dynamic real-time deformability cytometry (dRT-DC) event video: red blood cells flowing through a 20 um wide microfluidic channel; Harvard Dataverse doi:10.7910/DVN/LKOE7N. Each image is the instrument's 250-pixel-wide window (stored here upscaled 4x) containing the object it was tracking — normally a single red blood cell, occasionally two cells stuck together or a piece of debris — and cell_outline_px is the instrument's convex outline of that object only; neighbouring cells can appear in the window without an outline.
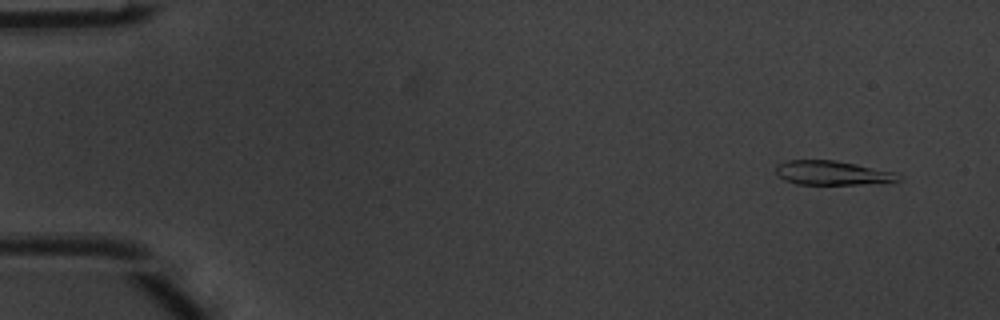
{"species": "common noctule bat (a hibernating species)", "species_latin": "Nyctalus noctula", "temperature_condition": "warm", "stored_images_in_passage": 52, "segment_of_instrument_passage": [1, 2], "camera_frame_rate_fps": 3000, "um_per_image_px": 0.085, "animal": {"sex": "male", "body_mass_g": 20.1, "forearm_length_mm": 53.5}, "frame": {"image": 1, "passage_image": 4, "time_ms": 1.0, "image_size_px": [1000, 320], "cell_outline_px": [[900, 180], [860, 184], [796, 184], [784, 180], [776, 172], [776, 164], [788, 160], [836, 160], [896, 172], [900, 176]], "centroid_in_image_um": [70.71, 14.69], "position_along_channel_um": 14.3, "area_um2": 17.11}}
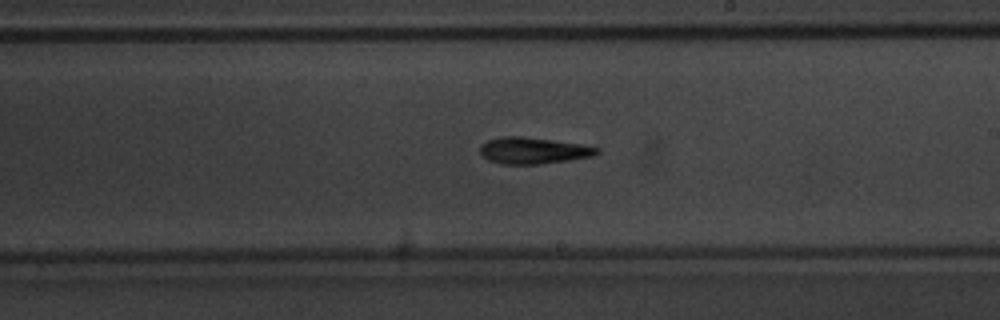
{"frame": {"image": 2, "passage_image": 30, "time_ms": 9.667, "image_size_px": [1000, 320], "cell_outline_px": [[600, 152], [596, 156], [540, 164], [500, 164], [488, 160], [480, 152], [480, 144], [488, 140], [500, 136], [520, 136], [584, 144], [600, 148]], "centroid_in_image_um": [45.35, 12.8], "position_along_channel_um": 243.6, "area_um2": 18.21}}
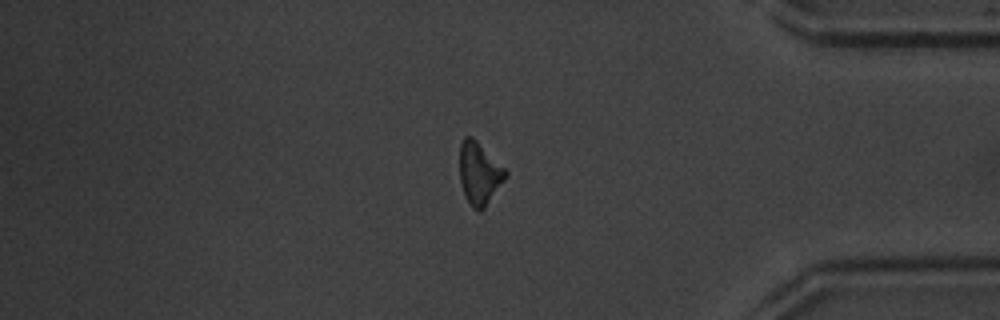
{"frame": {"image": 3, "passage_image": 43, "time_ms": 14.0, "image_size_px": [1000, 320], "cell_outline_px": [[508, 176], [484, 208], [480, 212], [476, 212], [472, 208], [464, 196], [460, 184], [460, 144], [464, 136], [472, 136], [508, 172]], "centroid_in_image_um": [40.73, 14.77], "position_along_channel_um": 394.5, "area_um2": 16.76}}